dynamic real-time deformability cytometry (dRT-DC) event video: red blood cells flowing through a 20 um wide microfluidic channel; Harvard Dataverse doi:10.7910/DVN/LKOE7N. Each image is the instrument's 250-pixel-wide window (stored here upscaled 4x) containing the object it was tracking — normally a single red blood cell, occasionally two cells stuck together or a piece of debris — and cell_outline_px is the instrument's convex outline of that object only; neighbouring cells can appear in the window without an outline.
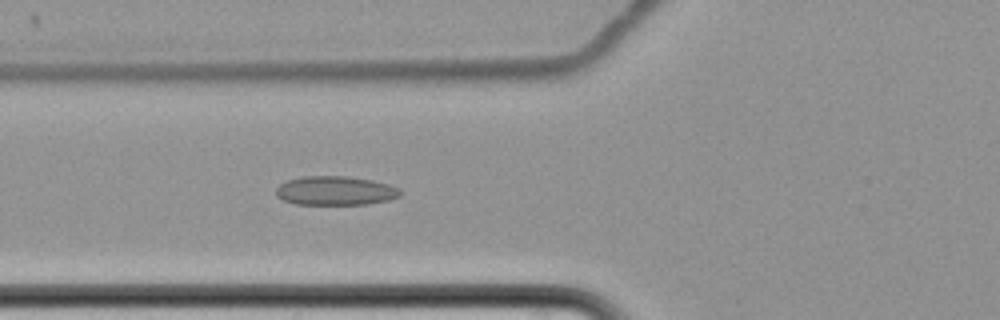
{"species": "common noctule bat (a hibernating species)", "species_latin": "Nyctalus noctula", "temperature_condition": "cold", "stored_images_in_passage": 7, "camera_frame_rate_fps": 3000, "um_per_image_px": 0.085, "animal": {"sex": "female", "body_mass_g": 22.7, "forearm_length_mm": 54.2}, "frame": {"image": 1, "passage_image": 7, "time_ms": 8.333, "image_size_px": [1000, 320], "cell_outline_px": [[400, 196], [388, 200], [368, 204], [296, 204], [284, 200], [276, 196], [276, 188], [280, 184], [288, 180], [300, 176], [348, 176], [372, 180], [388, 184], [400, 188]], "centroid_in_image_um": [28.5, 16.2], "position_along_channel_um": 97.3, "area_um2": 21.04}}